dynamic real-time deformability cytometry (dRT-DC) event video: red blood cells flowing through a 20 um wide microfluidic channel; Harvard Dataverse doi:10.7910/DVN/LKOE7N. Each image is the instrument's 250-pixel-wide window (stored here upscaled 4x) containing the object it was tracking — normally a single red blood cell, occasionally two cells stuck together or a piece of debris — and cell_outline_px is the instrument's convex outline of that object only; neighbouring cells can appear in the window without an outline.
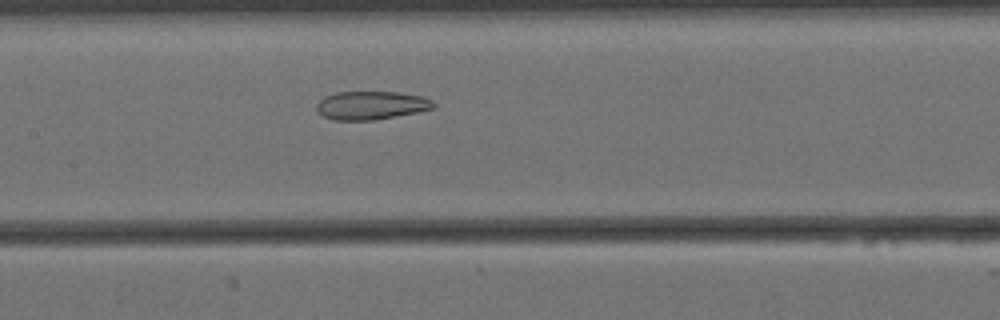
{"species": "Egyptian fruit bat (a non-hibernating species)", "species_latin": "Rousettus aegyptiacus", "temperature_condition": "cold", "stored_images_in_passage": 53, "camera_frame_rate_fps": 3000, "um_per_image_px": 0.085, "animal": {"sex": "female"}, "frame": {"image": 1, "passage_image": 22, "time_ms": 7.0, "image_size_px": [1000, 320], "cell_outline_px": [[436, 104], [432, 108], [416, 112], [372, 120], [332, 120], [324, 116], [316, 108], [316, 104], [324, 96], [336, 92], [396, 92], [420, 96], [432, 100]], "centroid_in_image_um": [31.51, 8.95], "position_along_channel_um": 175.9, "area_um2": 19.07}}
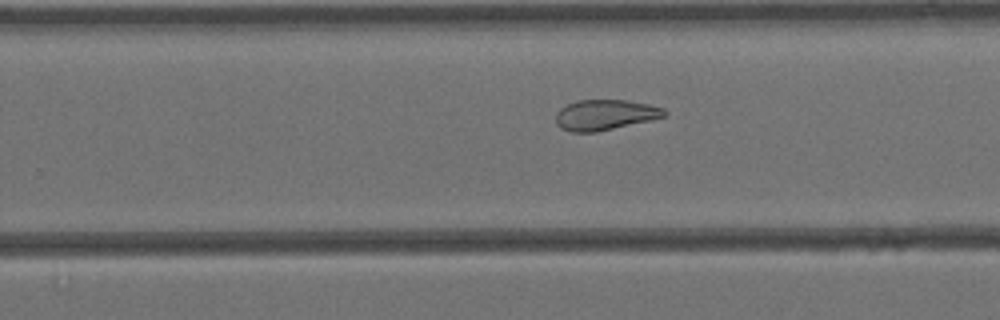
{"frame": {"image": 2, "passage_image": 31, "time_ms": 10.0, "image_size_px": [1000, 320], "cell_outline_px": [[668, 112], [664, 116], [652, 120], [596, 132], [572, 132], [560, 128], [556, 124], [556, 112], [560, 108], [576, 100], [628, 100], [648, 104], [664, 108]], "centroid_in_image_um": [51.42, 9.76], "position_along_channel_um": 278.4, "area_um2": 19.36}}
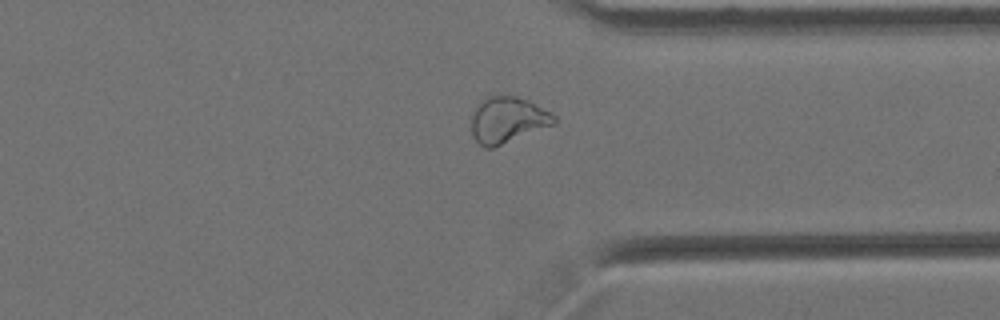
{"frame": {"image": 3, "passage_image": 39, "time_ms": 12.667, "image_size_px": [1000, 320], "cell_outline_px": [[556, 124], [492, 148], [484, 148], [472, 136], [472, 112], [488, 96], [516, 96], [528, 100], [552, 112], [556, 116]], "centroid_in_image_um": [43.18, 10.2], "position_along_channel_um": 368.2, "area_um2": 22.14}, "authors_computed_cell_mechanics": {"area_um2": 23.6402, "velocity_mm_per_s": 3.4498, "shape_relaxation_time_tau1_ms": null, "shape_relaxation_time_tau2_ms": 2.3053, "deformation_change_tau1": null, "deformation_change_tau2": 0.0884}}